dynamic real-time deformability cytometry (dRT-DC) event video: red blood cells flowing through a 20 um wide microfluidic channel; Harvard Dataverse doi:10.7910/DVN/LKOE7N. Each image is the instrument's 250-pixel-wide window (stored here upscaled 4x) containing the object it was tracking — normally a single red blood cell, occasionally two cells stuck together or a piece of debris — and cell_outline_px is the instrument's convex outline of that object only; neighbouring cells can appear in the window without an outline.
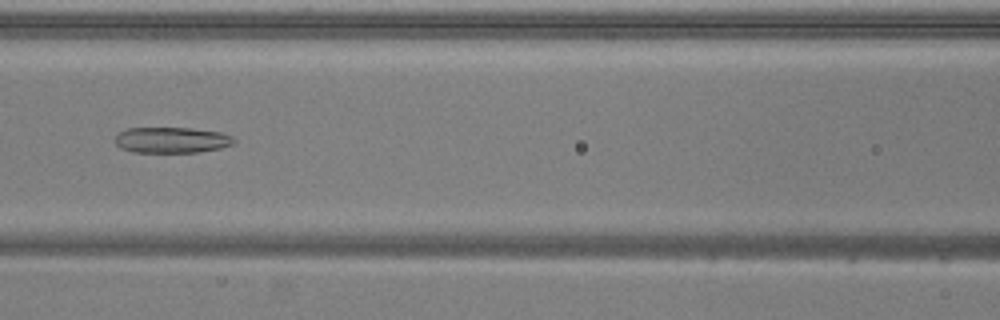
{"species": "common noctule bat (a hibernating species)", "species_latin": "Nyctalus noctula", "temperature_condition": "warm", "stored_images_in_passage": 51, "camera_frame_rate_fps": 3000, "um_per_image_px": 0.085, "animal": {"sex": "male", "body_mass_g": 20.5, "forearm_length_mm": 52.5}, "frame": {"image": 1, "passage_image": 22, "time_ms": 7.0, "image_size_px": [1000, 320], "cell_outline_px": [[236, 140], [232, 144], [220, 148], [196, 152], [132, 152], [120, 148], [112, 140], [120, 132], [128, 128], [192, 128], [220, 132], [232, 136]], "centroid_in_image_um": [14.56, 11.9], "position_along_channel_um": 152.0, "area_um2": 17.92}}
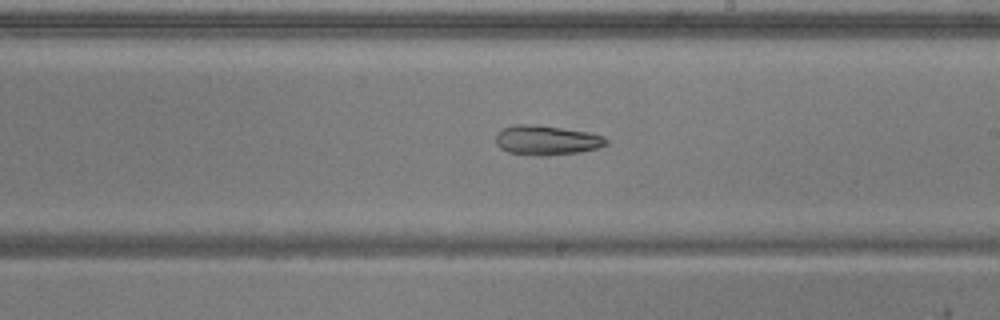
{"frame": {"image": 2, "passage_image": 29, "time_ms": 9.333, "image_size_px": [1000, 320], "cell_outline_px": [[608, 144], [596, 148], [580, 152], [548, 156], [536, 156], [508, 152], [500, 148], [496, 144], [496, 136], [504, 128], [512, 124], [536, 124], [588, 132], [600, 136], [608, 140]], "centroid_in_image_um": [46.44, 11.92], "position_along_channel_um": 242.6, "area_um2": 19.07}}
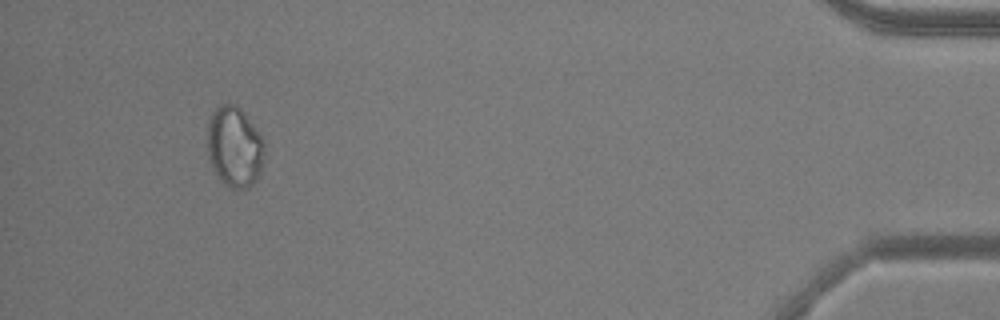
{"frame": {"image": 3, "passage_image": 48, "time_ms": 15.667, "image_size_px": [1000, 320], "cell_outline_px": [[264, 160], [260, 172], [256, 180], [248, 188], [236, 192], [224, 184], [220, 180], [208, 160], [208, 120], [212, 112], [220, 104], [232, 104], [240, 108], [244, 112], [264, 140]], "centroid_in_image_um": [19.94, 12.52], "position_along_channel_um": 415.3, "area_um2": 27.17}}